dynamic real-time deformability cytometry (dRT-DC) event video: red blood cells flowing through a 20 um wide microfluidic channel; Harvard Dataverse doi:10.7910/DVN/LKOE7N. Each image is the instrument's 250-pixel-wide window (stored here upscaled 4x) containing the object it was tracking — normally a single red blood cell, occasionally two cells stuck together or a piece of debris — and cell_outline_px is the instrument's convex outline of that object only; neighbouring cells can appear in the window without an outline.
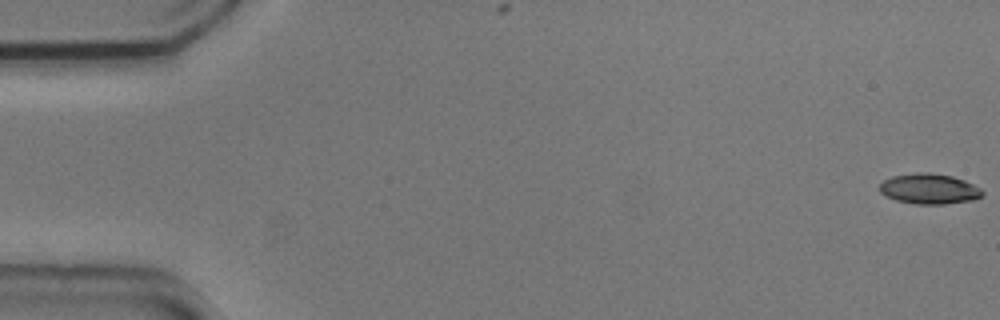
{"species": "common noctule bat (a hibernating species)", "species_latin": "Nyctalus noctula", "temperature_condition": "cold", "stored_images_in_passage": 55, "camera_frame_rate_fps": 3000, "um_per_image_px": 0.085, "animal": {"sex": "male", "body_mass_g": 20.5, "forearm_length_mm": 52.5}, "frame": {"image": 1, "passage_image": 1, "time_ms": 0.0, "image_size_px": [1000, 320], "cell_outline_px": [[984, 192], [980, 196], [972, 200], [944, 204], [920, 204], [896, 200], [880, 192], [880, 184], [884, 180], [892, 176], [916, 172], [928, 172], [952, 176], [964, 180], [980, 188]], "centroid_in_image_um": [78.98, 16.04], "position_along_channel_um": 6.0, "area_um2": 17.98}}
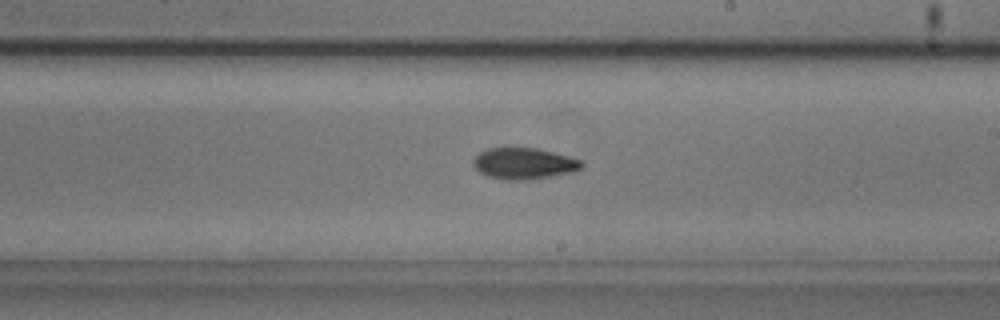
{"frame": {"image": 2, "passage_image": 32, "time_ms": 10.333, "image_size_px": [1000, 320], "cell_outline_px": [[584, 164], [580, 168], [572, 172], [532, 180], [508, 180], [488, 176], [480, 172], [472, 164], [472, 160], [480, 152], [488, 148], [536, 148], [552, 152], [580, 160]], "centroid_in_image_um": [44.51, 13.91], "position_along_channel_um": 244.5, "area_um2": 19.59}}
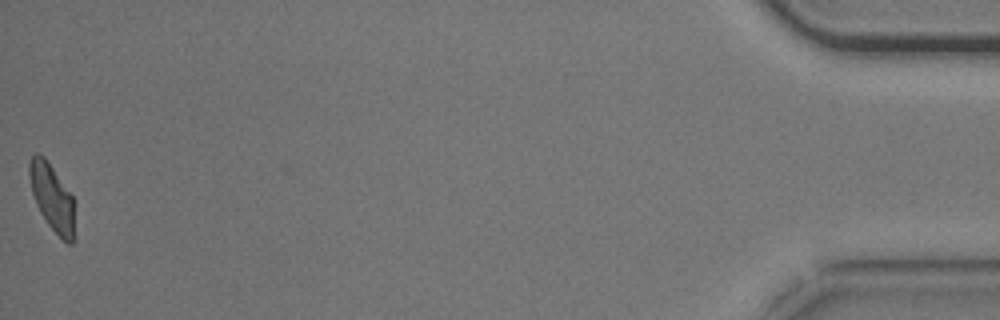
{"frame": {"image": 3, "passage_image": 55, "time_ms": 18.0, "image_size_px": [1000, 320], "cell_outline_px": [[72, 244], [68, 244], [48, 224], [40, 212], [36, 204], [32, 192], [28, 172], [28, 164], [32, 156], [36, 152], [44, 156], [72, 196]], "centroid_in_image_um": [4.36, 16.71], "position_along_channel_um": 430.8, "area_um2": 16.88}, "authors_computed_cell_mechanics": {"area_um2": 18.7272, "velocity_mm_per_s": 3.7267, "shape_relaxation_time_tau1_ms": 3.3177, "shape_relaxation_time_tau2_ms": 9.4272, "deformation_change_tau1": 0.114, "deformation_change_tau2": 0.1651}}